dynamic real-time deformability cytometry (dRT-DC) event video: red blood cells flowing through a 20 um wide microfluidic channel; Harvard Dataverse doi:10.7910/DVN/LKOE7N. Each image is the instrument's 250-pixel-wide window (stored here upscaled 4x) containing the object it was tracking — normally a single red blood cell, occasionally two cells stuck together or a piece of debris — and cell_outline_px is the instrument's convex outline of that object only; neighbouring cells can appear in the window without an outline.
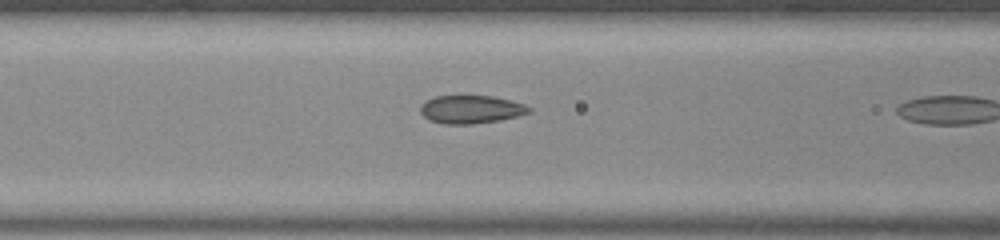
{"species": "common noctule bat (a hibernating species)", "species_latin": "Nyctalus noctula", "temperature_condition": "room temperature", "stored_images_in_passage": 11, "camera_frame_rate_fps": 3000, "um_per_image_px": 0.085, "animal": {"sex": "male", "body_mass_g": 20.0, "forearm_length_mm": 53.3}, "frame": {"image": 1, "passage_image": 10, "time_ms": 3.0, "image_size_px": [1000, 240], "cell_outline_px": [[532, 112], [500, 120], [472, 124], [444, 124], [428, 120], [420, 112], [420, 104], [436, 96], [492, 96], [512, 100], [524, 104], [532, 108]], "centroid_in_image_um": [40.04, 9.3], "position_along_channel_um": 126.6, "area_um2": 17.86}}